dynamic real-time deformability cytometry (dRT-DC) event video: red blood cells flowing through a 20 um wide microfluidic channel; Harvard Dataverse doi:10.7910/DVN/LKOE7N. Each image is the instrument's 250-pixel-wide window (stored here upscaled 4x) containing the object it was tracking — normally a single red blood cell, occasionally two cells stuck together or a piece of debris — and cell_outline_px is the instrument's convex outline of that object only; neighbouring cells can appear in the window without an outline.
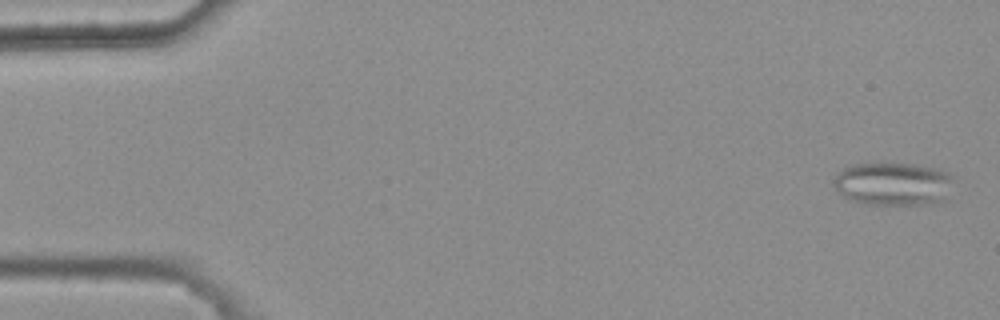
{"species": "common noctule bat (a hibernating species)", "species_latin": "Nyctalus noctula", "temperature_condition": "warm", "stored_images_in_passage": 5, "camera_frame_rate_fps": 3000, "um_per_image_px": 0.085, "animal": {"sex": "female", "body_mass_g": 25.1}, "frame": {"image": 1, "passage_image": 1, "time_ms": 0.0, "image_size_px": [1000, 320], "cell_outline_px": [[948, 180], [944, 200], [932, 204], [868, 204], [848, 200], [832, 184], [832, 180], [844, 168], [852, 164], [880, 160], [916, 164], [936, 168], [948, 172]], "centroid_in_image_um": [75.81, 15.58], "position_along_channel_um": 9.2, "area_um2": 30.4}}